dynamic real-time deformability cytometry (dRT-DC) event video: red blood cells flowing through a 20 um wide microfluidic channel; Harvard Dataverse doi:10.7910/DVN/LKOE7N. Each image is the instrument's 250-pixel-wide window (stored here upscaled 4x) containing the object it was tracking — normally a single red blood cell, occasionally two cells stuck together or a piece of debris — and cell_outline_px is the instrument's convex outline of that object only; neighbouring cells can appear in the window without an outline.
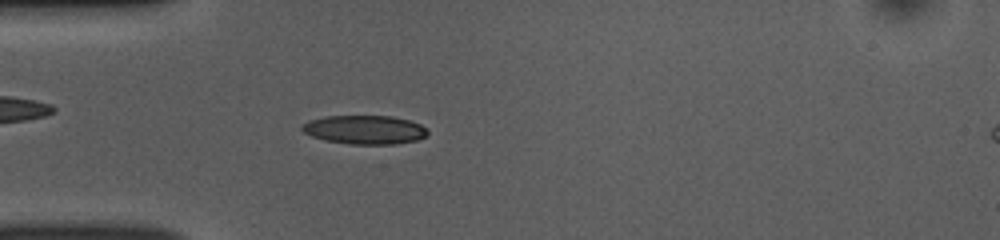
{"species": "common noctule bat (a hibernating species)", "species_latin": "Nyctalus noctula", "temperature_condition": "room temperature", "stored_images_in_passage": 51, "camera_frame_rate_fps": 3000, "um_per_image_px": 0.085, "animal": {"sex": "female", "body_mass_g": 10.0, "forearm_length_mm": 53.1}, "frame": {"image": 1, "passage_image": 14, "time_ms": 4.333, "image_size_px": [1000, 240], "cell_outline_px": [[428, 136], [416, 140], [396, 144], [352, 144], [324, 140], [312, 136], [304, 132], [300, 128], [300, 124], [308, 120], [324, 116], [392, 116], [408, 120], [420, 124], [428, 132]], "centroid_in_image_um": [30.96, 11.02], "position_along_channel_um": 54.0, "area_um2": 21.15}}
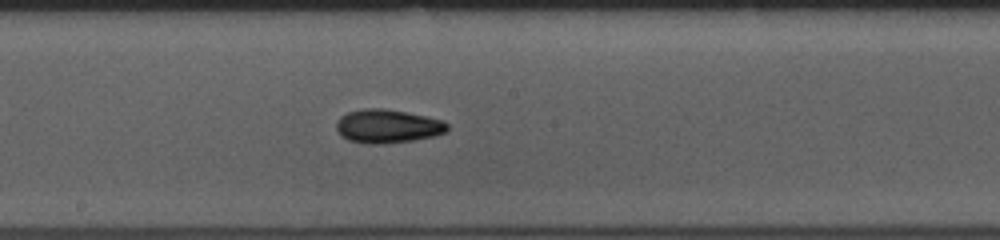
{"frame": {"image": 2, "passage_image": 27, "time_ms": 8.667, "image_size_px": [1000, 240], "cell_outline_px": [[448, 132], [432, 136], [412, 140], [384, 144], [364, 144], [348, 140], [340, 136], [336, 128], [336, 120], [340, 116], [348, 112], [364, 108], [384, 108], [444, 120], [448, 124]], "centroid_in_image_um": [32.91, 10.73], "position_along_channel_um": 215.3, "area_um2": 21.91}}
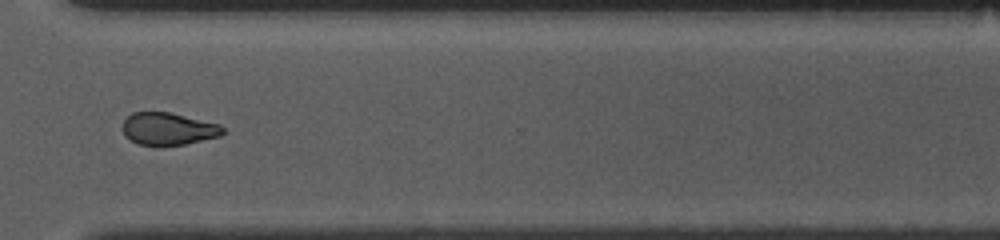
{"frame": {"image": 3, "passage_image": 38, "time_ms": 12.333, "image_size_px": [1000, 240], "cell_outline_px": [[224, 132], [220, 136], [184, 144], [160, 148], [156, 148], [140, 144], [124, 136], [124, 120], [132, 112], [168, 112], [220, 124], [224, 128]], "centroid_in_image_um": [14.3, 10.98], "position_along_channel_um": 356.3, "area_um2": 19.13}, "authors_computed_cell_mechanics": {"area_um2": 20.0566, "velocity_mm_per_s": 3.8578, "shape_relaxation_time_tau1_ms": 4.1933, "shape_relaxation_time_tau2_ms": 4.6596, "deformation_change_tau1": 0.1407, "deformation_change_tau2": 0.0991}}